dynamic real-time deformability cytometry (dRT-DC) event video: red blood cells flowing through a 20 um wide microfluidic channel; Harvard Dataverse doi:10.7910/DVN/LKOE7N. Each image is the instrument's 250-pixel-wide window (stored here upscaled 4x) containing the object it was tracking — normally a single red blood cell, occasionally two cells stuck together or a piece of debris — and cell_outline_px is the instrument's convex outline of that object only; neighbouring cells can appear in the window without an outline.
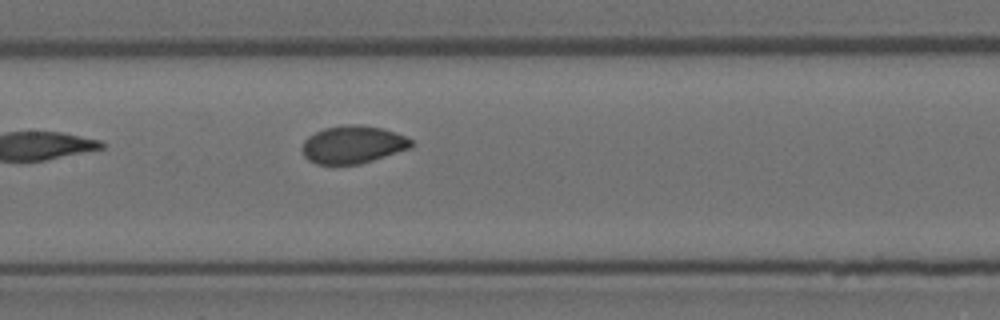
{"species": "Egyptian fruit bat (a non-hibernating species)", "species_latin": "Rousettus aegyptiacus", "temperature_condition": "room temperature", "stored_images_in_passage": 5, "camera_frame_rate_fps": 3000, "um_per_image_px": 0.085, "animal": {"sex": "female"}, "frame": {"image": 1, "passage_image": 5, "time_ms": 1.333, "image_size_px": [1000, 320], "cell_outline_px": [[412, 148], [360, 164], [316, 164], [308, 160], [304, 156], [304, 140], [308, 136], [324, 128], [348, 124], [360, 124], [384, 128], [396, 132], [412, 140]], "centroid_in_image_um": [30.03, 12.28], "position_along_channel_um": 177.4, "area_um2": 23.99}}